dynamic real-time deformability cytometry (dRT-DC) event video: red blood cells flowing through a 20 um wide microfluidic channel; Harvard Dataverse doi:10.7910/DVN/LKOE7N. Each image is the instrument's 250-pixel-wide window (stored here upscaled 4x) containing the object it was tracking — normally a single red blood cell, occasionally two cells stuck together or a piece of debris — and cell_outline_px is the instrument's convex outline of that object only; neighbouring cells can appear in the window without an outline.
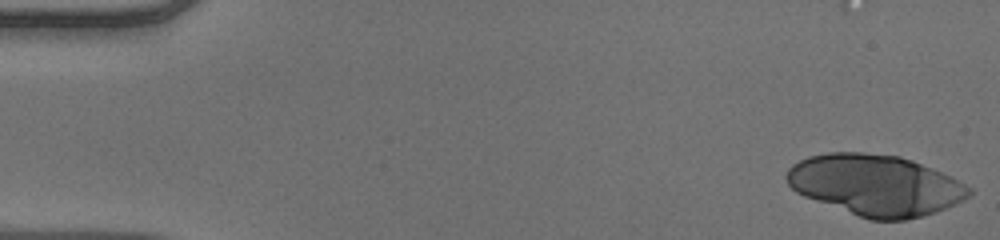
{"species": "human", "species_latin": "Homo sapiens", "temperature_condition": "warm", "stored_images_in_passage": 29, "camera_frame_rate_fps": 3000, "um_per_image_px": 0.085, "donor": {"sex": "male"}, "frame": {"image": 1, "passage_image": 1, "time_ms": 0.0, "image_size_px": [1000, 240], "cell_outline_px": [[972, 192], [964, 200], [936, 212], [904, 220], [868, 220], [804, 196], [796, 192], [788, 184], [784, 176], [788, 168], [792, 164], [808, 156], [828, 152], [864, 152], [900, 156], [912, 160], [932, 168], [972, 188]], "centroid_in_image_um": [74.37, 15.73], "position_along_channel_um": 10.6, "area_um2": 64.68}}
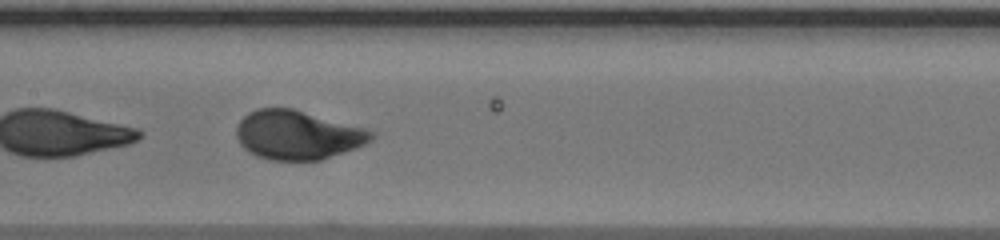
{"frame": {"image": 2, "passage_image": 26, "time_ms": 8.333, "image_size_px": [1000, 240], "cell_outline_px": [[372, 140], [356, 148], [320, 160], [268, 160], [256, 156], [248, 152], [240, 144], [236, 136], [236, 128], [240, 120], [248, 112], [256, 108], [292, 108], [364, 128], [372, 132]], "centroid_in_image_um": [25.24, 11.47], "position_along_channel_um": 182.2, "area_um2": 38.38}}